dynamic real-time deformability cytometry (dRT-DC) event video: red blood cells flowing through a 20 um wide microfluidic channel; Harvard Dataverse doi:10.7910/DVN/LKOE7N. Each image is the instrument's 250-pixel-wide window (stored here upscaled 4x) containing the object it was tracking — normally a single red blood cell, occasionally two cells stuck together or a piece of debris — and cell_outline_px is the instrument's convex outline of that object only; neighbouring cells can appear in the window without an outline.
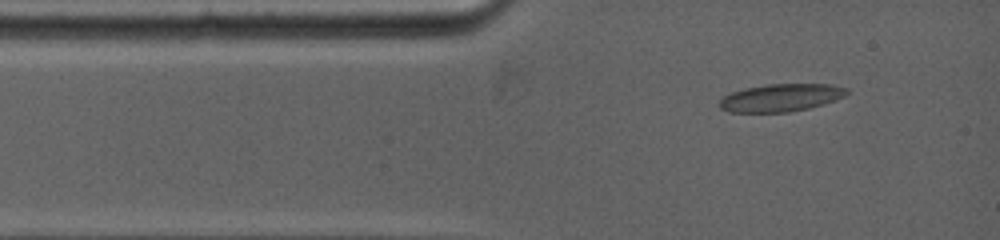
{"species": "common noctule bat (a hibernating species)", "species_latin": "Nyctalus noctula", "temperature_condition": "warm", "stored_images_in_passage": 20, "camera_frame_rate_fps": 5000, "um_per_image_px": 0.085, "animal": {"sex": "female", "body_mass_g": 19.0, "forearm_length_mm": 53.3}, "frame": {"image": 1, "passage_image": 3, "time_ms": 0.6, "image_size_px": [1000, 240], "cell_outline_px": [[848, 92], [844, 96], [808, 108], [788, 112], [732, 112], [720, 108], [720, 100], [724, 96], [732, 92], [744, 88], [768, 84], [832, 84], [848, 88]], "centroid_in_image_um": [66.36, 8.29], "position_along_channel_um": 18.6, "area_um2": 20.23}}
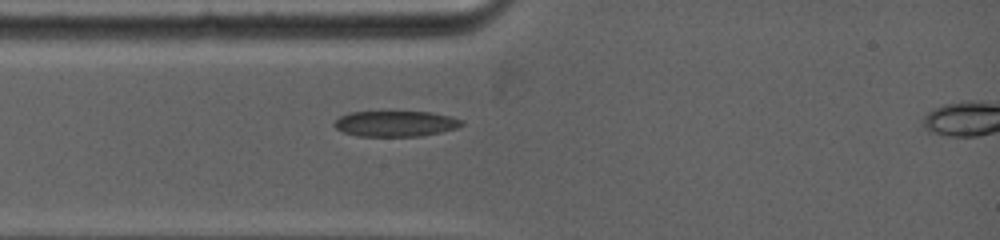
{"frame": {"image": 2, "passage_image": 9, "time_ms": 2.0, "image_size_px": [1000, 240], "cell_outline_px": [[464, 124], [456, 128], [440, 132], [420, 136], [360, 136], [344, 132], [336, 128], [332, 124], [340, 116], [352, 112], [432, 112], [448, 116], [460, 120]], "centroid_in_image_um": [33.6, 10.51], "position_along_channel_um": 51.4, "area_um2": 18.79}}
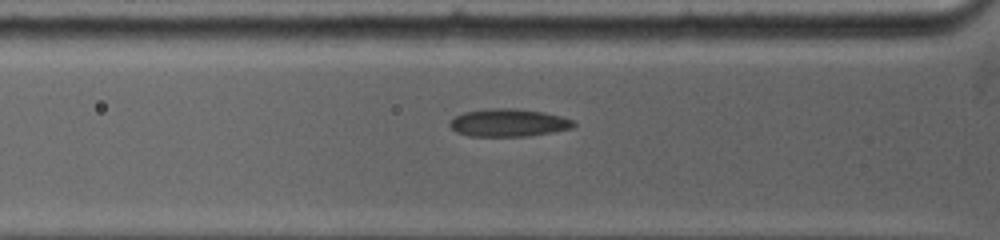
{"frame": {"image": 3, "passage_image": 15, "time_ms": 2.8, "image_size_px": [1000, 240], "cell_outline_px": [[576, 124], [572, 128], [528, 136], [468, 136], [456, 132], [448, 124], [456, 116], [464, 112], [492, 108], [512, 108], [544, 112], [560, 116], [572, 120]], "centroid_in_image_um": [43.21, 10.43], "position_along_channel_um": 82.6, "area_um2": 19.83}}